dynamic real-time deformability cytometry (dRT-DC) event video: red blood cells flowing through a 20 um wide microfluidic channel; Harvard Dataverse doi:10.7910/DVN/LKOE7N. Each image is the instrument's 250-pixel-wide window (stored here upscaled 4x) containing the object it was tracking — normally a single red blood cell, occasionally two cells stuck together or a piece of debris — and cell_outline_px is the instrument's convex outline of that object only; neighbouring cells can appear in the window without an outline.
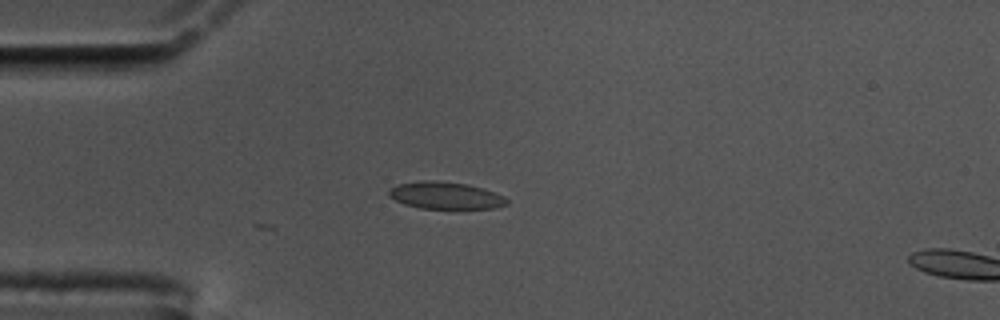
{"species": "common noctule bat (a hibernating species)", "species_latin": "Nyctalus noctula", "temperature_condition": "cold", "stored_images_in_passage": 4, "camera_frame_rate_fps": 3000, "um_per_image_px": 0.085, "animal": {"sex": "male", "body_mass_g": 17.5, "forearm_length_mm": 52.3}, "frame": {"image": 1, "passage_image": 4, "time_ms": 1.0, "image_size_px": [1000, 320], "cell_outline_px": [[508, 204], [496, 208], [420, 208], [404, 204], [388, 196], [388, 188], [396, 184], [420, 180], [432, 180], [468, 184], [484, 188], [504, 196], [508, 200]], "centroid_in_image_um": [37.84, 16.6], "position_along_channel_um": 47.2, "area_um2": 18.79}}